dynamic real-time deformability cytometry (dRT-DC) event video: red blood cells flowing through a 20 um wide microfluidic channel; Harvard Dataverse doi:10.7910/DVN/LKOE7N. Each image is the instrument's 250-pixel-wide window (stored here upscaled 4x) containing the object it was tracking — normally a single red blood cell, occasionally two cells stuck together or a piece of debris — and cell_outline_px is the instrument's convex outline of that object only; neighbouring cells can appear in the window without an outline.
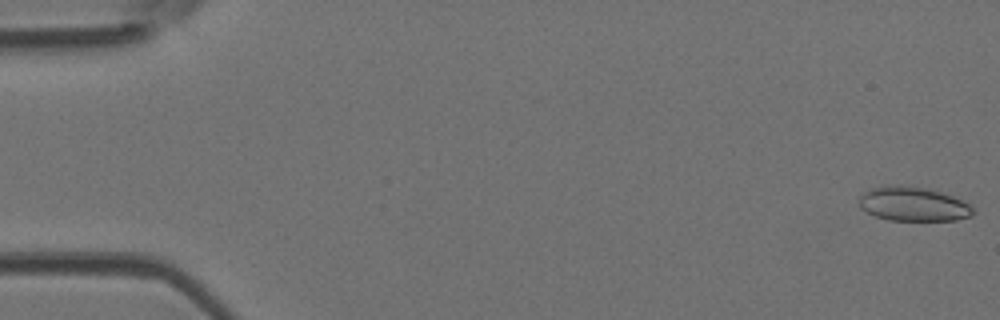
{"species": "Egyptian fruit bat (a non-hibernating species)", "species_latin": "Rousettus aegyptiacus", "temperature_condition": "room temperature", "stored_images_in_passage": 52, "camera_frame_rate_fps": 3000, "um_per_image_px": 0.085, "animal": {"sex": "female"}, "frame": {"image": 1, "passage_image": 1, "time_ms": 0.0, "image_size_px": [1000, 320], "cell_outline_px": [[972, 216], [956, 220], [888, 220], [876, 216], [860, 208], [860, 196], [864, 192], [872, 188], [888, 184], [900, 184], [924, 188], [940, 192], [952, 196], [968, 204], [972, 208]], "centroid_in_image_um": [77.58, 17.33], "position_along_channel_um": 7.4, "area_um2": 22.54}}
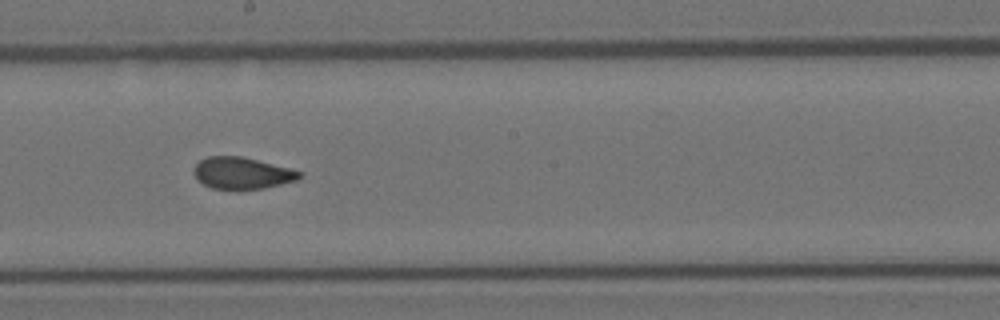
{"frame": {"image": 2, "passage_image": 29, "time_ms": 9.333, "image_size_px": [1000, 320], "cell_outline_px": [[304, 176], [296, 180], [264, 188], [236, 192], [212, 188], [204, 184], [192, 172], [196, 164], [200, 160], [208, 156], [244, 156], [288, 168], [300, 172]], "centroid_in_image_um": [20.55, 14.74], "position_along_channel_um": 227.6, "area_um2": 19.88}}
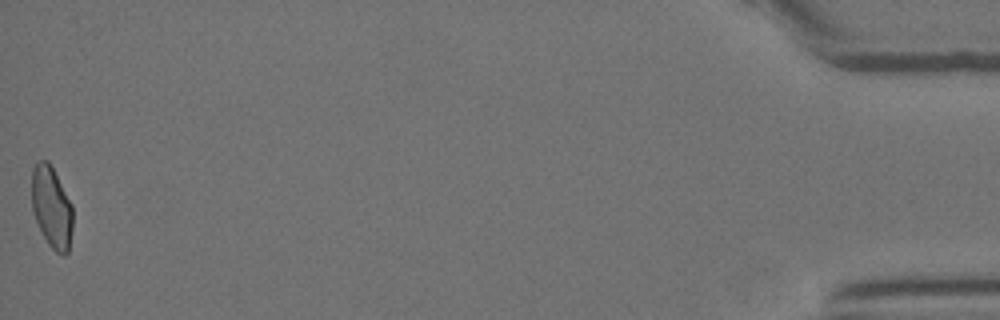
{"frame": {"image": 3, "passage_image": 52, "time_ms": 17.0, "image_size_px": [1000, 320], "cell_outline_px": [[72, 228], [68, 252], [64, 256], [56, 252], [48, 244], [32, 212], [32, 168], [40, 160], [48, 160], [72, 204]], "centroid_in_image_um": [4.39, 17.62], "position_along_channel_um": 430.8, "area_um2": 19.36}, "authors_computed_cell_mechanics": {"area_um2": 20.3456, "velocity_mm_per_s": 3.9255, "shape_relaxation_time_tau1_ms": null, "shape_relaxation_time_tau2_ms": 1.3066, "deformation_change_tau1": null, "deformation_change_tau2": 0.0625}}